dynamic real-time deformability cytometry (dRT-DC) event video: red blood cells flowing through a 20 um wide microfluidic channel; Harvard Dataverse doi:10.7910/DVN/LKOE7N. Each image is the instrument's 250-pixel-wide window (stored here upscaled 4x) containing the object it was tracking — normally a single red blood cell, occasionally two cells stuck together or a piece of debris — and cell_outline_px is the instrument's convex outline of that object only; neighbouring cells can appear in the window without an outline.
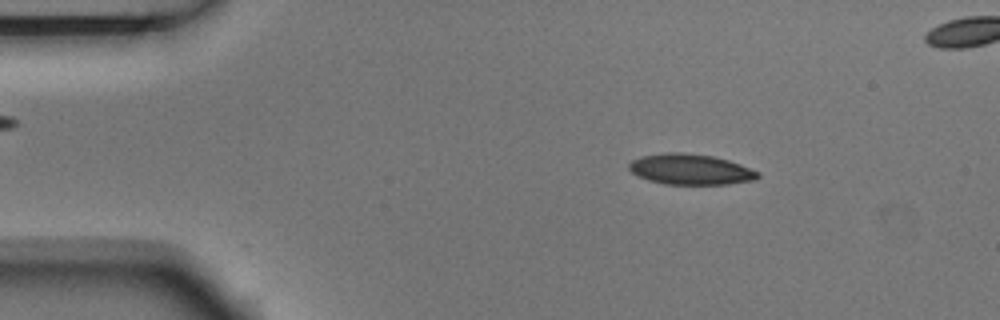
{"species": "Egyptian fruit bat (a non-hibernating species)", "species_latin": "Rousettus aegyptiacus", "temperature_condition": "room temperature", "stored_images_in_passage": 4, "camera_frame_rate_fps": 3000, "um_per_image_px": 0.085, "animal": {"sex": "male"}, "frame": {"image": 1, "passage_image": 1, "time_ms": 0.0, "image_size_px": [1000, 320], "cell_outline_px": [[760, 176], [756, 180], [728, 184], [664, 184], [648, 180], [632, 172], [628, 168], [628, 164], [632, 160], [644, 156], [668, 152], [680, 152], [712, 156], [728, 160], [740, 164], [760, 172]], "centroid_in_image_um": [58.72, 14.4], "position_along_channel_um": 26.3, "area_um2": 22.89}}